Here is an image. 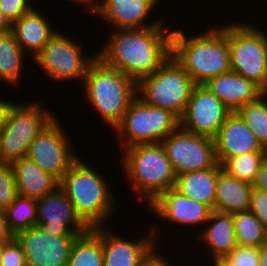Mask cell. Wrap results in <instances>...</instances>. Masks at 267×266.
<instances>
[{
	"label": "cell",
	"mask_w": 267,
	"mask_h": 266,
	"mask_svg": "<svg viewBox=\"0 0 267 266\" xmlns=\"http://www.w3.org/2000/svg\"><path fill=\"white\" fill-rule=\"evenodd\" d=\"M116 30L110 33L97 56L136 83L158 70L172 54V30L166 29L164 21L155 27Z\"/></svg>",
	"instance_id": "obj_1"
},
{
	"label": "cell",
	"mask_w": 267,
	"mask_h": 266,
	"mask_svg": "<svg viewBox=\"0 0 267 266\" xmlns=\"http://www.w3.org/2000/svg\"><path fill=\"white\" fill-rule=\"evenodd\" d=\"M208 29L189 37L183 29L172 30V55L195 84L231 71L228 24Z\"/></svg>",
	"instance_id": "obj_2"
},
{
	"label": "cell",
	"mask_w": 267,
	"mask_h": 266,
	"mask_svg": "<svg viewBox=\"0 0 267 266\" xmlns=\"http://www.w3.org/2000/svg\"><path fill=\"white\" fill-rule=\"evenodd\" d=\"M106 178L80 157L60 180V188L90 228L105 226L116 210V196Z\"/></svg>",
	"instance_id": "obj_3"
},
{
	"label": "cell",
	"mask_w": 267,
	"mask_h": 266,
	"mask_svg": "<svg viewBox=\"0 0 267 266\" xmlns=\"http://www.w3.org/2000/svg\"><path fill=\"white\" fill-rule=\"evenodd\" d=\"M85 101L98 112L102 123L114 129L122 122L130 102L137 96V83L97 58L83 83Z\"/></svg>",
	"instance_id": "obj_4"
},
{
	"label": "cell",
	"mask_w": 267,
	"mask_h": 266,
	"mask_svg": "<svg viewBox=\"0 0 267 266\" xmlns=\"http://www.w3.org/2000/svg\"><path fill=\"white\" fill-rule=\"evenodd\" d=\"M123 151L121 166L139 201L150 205L174 187L177 175L161 143L137 144Z\"/></svg>",
	"instance_id": "obj_5"
},
{
	"label": "cell",
	"mask_w": 267,
	"mask_h": 266,
	"mask_svg": "<svg viewBox=\"0 0 267 266\" xmlns=\"http://www.w3.org/2000/svg\"><path fill=\"white\" fill-rule=\"evenodd\" d=\"M194 86L183 66L171 54L158 70L137 82L136 93L147 105L169 110L180 119Z\"/></svg>",
	"instance_id": "obj_6"
},
{
	"label": "cell",
	"mask_w": 267,
	"mask_h": 266,
	"mask_svg": "<svg viewBox=\"0 0 267 266\" xmlns=\"http://www.w3.org/2000/svg\"><path fill=\"white\" fill-rule=\"evenodd\" d=\"M37 100L32 103H14L0 130V162L25 158L29 146L56 117ZM44 107V108H43Z\"/></svg>",
	"instance_id": "obj_7"
},
{
	"label": "cell",
	"mask_w": 267,
	"mask_h": 266,
	"mask_svg": "<svg viewBox=\"0 0 267 266\" xmlns=\"http://www.w3.org/2000/svg\"><path fill=\"white\" fill-rule=\"evenodd\" d=\"M180 126V119L171 111L147 105L138 96L129 104L122 122L114 129L120 147L161 143Z\"/></svg>",
	"instance_id": "obj_8"
},
{
	"label": "cell",
	"mask_w": 267,
	"mask_h": 266,
	"mask_svg": "<svg viewBox=\"0 0 267 266\" xmlns=\"http://www.w3.org/2000/svg\"><path fill=\"white\" fill-rule=\"evenodd\" d=\"M252 23H228L231 70L261 88L267 76V32Z\"/></svg>",
	"instance_id": "obj_9"
},
{
	"label": "cell",
	"mask_w": 267,
	"mask_h": 266,
	"mask_svg": "<svg viewBox=\"0 0 267 266\" xmlns=\"http://www.w3.org/2000/svg\"><path fill=\"white\" fill-rule=\"evenodd\" d=\"M69 35L58 32L33 58L37 68L53 81H74L83 83L89 66L98 58L97 53H83L77 41H73ZM82 49V50H81ZM96 54V55H95ZM86 55V56H85Z\"/></svg>",
	"instance_id": "obj_10"
},
{
	"label": "cell",
	"mask_w": 267,
	"mask_h": 266,
	"mask_svg": "<svg viewBox=\"0 0 267 266\" xmlns=\"http://www.w3.org/2000/svg\"><path fill=\"white\" fill-rule=\"evenodd\" d=\"M58 116L55 117L35 138L28 149L27 158L34 161L43 171L59 180L80 158L69 142Z\"/></svg>",
	"instance_id": "obj_11"
},
{
	"label": "cell",
	"mask_w": 267,
	"mask_h": 266,
	"mask_svg": "<svg viewBox=\"0 0 267 266\" xmlns=\"http://www.w3.org/2000/svg\"><path fill=\"white\" fill-rule=\"evenodd\" d=\"M161 144L176 175L212 168L218 163L213 138L192 133L180 126Z\"/></svg>",
	"instance_id": "obj_12"
},
{
	"label": "cell",
	"mask_w": 267,
	"mask_h": 266,
	"mask_svg": "<svg viewBox=\"0 0 267 266\" xmlns=\"http://www.w3.org/2000/svg\"><path fill=\"white\" fill-rule=\"evenodd\" d=\"M232 111L204 84H195L180 127L195 134L214 138Z\"/></svg>",
	"instance_id": "obj_13"
},
{
	"label": "cell",
	"mask_w": 267,
	"mask_h": 266,
	"mask_svg": "<svg viewBox=\"0 0 267 266\" xmlns=\"http://www.w3.org/2000/svg\"><path fill=\"white\" fill-rule=\"evenodd\" d=\"M78 236H57L38 226L18 232L27 266H68L70 252Z\"/></svg>",
	"instance_id": "obj_14"
},
{
	"label": "cell",
	"mask_w": 267,
	"mask_h": 266,
	"mask_svg": "<svg viewBox=\"0 0 267 266\" xmlns=\"http://www.w3.org/2000/svg\"><path fill=\"white\" fill-rule=\"evenodd\" d=\"M37 226L57 236H79L91 229L60 187L37 200Z\"/></svg>",
	"instance_id": "obj_15"
},
{
	"label": "cell",
	"mask_w": 267,
	"mask_h": 266,
	"mask_svg": "<svg viewBox=\"0 0 267 266\" xmlns=\"http://www.w3.org/2000/svg\"><path fill=\"white\" fill-rule=\"evenodd\" d=\"M152 226L148 233L139 240H130L109 231L102 226V249L104 266H142L143 263L159 248L156 243L160 238L158 227ZM157 228V229H156ZM108 229V230H107ZM158 232V233H157Z\"/></svg>",
	"instance_id": "obj_16"
},
{
	"label": "cell",
	"mask_w": 267,
	"mask_h": 266,
	"mask_svg": "<svg viewBox=\"0 0 267 266\" xmlns=\"http://www.w3.org/2000/svg\"><path fill=\"white\" fill-rule=\"evenodd\" d=\"M149 208L162 222L170 221L174 227L175 224L186 225L188 229L189 225L192 228L200 225L203 229L213 211L208 205L189 199L174 188L164 191Z\"/></svg>",
	"instance_id": "obj_17"
},
{
	"label": "cell",
	"mask_w": 267,
	"mask_h": 266,
	"mask_svg": "<svg viewBox=\"0 0 267 266\" xmlns=\"http://www.w3.org/2000/svg\"><path fill=\"white\" fill-rule=\"evenodd\" d=\"M156 6L157 0H97L92 14L106 19L104 21L116 29L149 28L158 26L163 21L162 18L156 21L148 19Z\"/></svg>",
	"instance_id": "obj_18"
},
{
	"label": "cell",
	"mask_w": 267,
	"mask_h": 266,
	"mask_svg": "<svg viewBox=\"0 0 267 266\" xmlns=\"http://www.w3.org/2000/svg\"><path fill=\"white\" fill-rule=\"evenodd\" d=\"M216 159L223 164L228 158L252 152H265L253 132L237 112H232L213 138Z\"/></svg>",
	"instance_id": "obj_19"
},
{
	"label": "cell",
	"mask_w": 267,
	"mask_h": 266,
	"mask_svg": "<svg viewBox=\"0 0 267 266\" xmlns=\"http://www.w3.org/2000/svg\"><path fill=\"white\" fill-rule=\"evenodd\" d=\"M204 85L232 112L263 95L259 85L232 70L210 78Z\"/></svg>",
	"instance_id": "obj_20"
},
{
	"label": "cell",
	"mask_w": 267,
	"mask_h": 266,
	"mask_svg": "<svg viewBox=\"0 0 267 266\" xmlns=\"http://www.w3.org/2000/svg\"><path fill=\"white\" fill-rule=\"evenodd\" d=\"M197 236L200 244H205V249L211 254L213 262L222 261L237 246L233 214L213 210L209 220Z\"/></svg>",
	"instance_id": "obj_21"
},
{
	"label": "cell",
	"mask_w": 267,
	"mask_h": 266,
	"mask_svg": "<svg viewBox=\"0 0 267 266\" xmlns=\"http://www.w3.org/2000/svg\"><path fill=\"white\" fill-rule=\"evenodd\" d=\"M33 7L28 13L11 24V32L16 41L29 56L33 58L44 48L51 38L58 32L52 28L47 16Z\"/></svg>",
	"instance_id": "obj_22"
},
{
	"label": "cell",
	"mask_w": 267,
	"mask_h": 266,
	"mask_svg": "<svg viewBox=\"0 0 267 266\" xmlns=\"http://www.w3.org/2000/svg\"><path fill=\"white\" fill-rule=\"evenodd\" d=\"M12 166L18 195L39 200L60 187V180L43 171L34 161L19 158L10 163Z\"/></svg>",
	"instance_id": "obj_23"
},
{
	"label": "cell",
	"mask_w": 267,
	"mask_h": 266,
	"mask_svg": "<svg viewBox=\"0 0 267 266\" xmlns=\"http://www.w3.org/2000/svg\"><path fill=\"white\" fill-rule=\"evenodd\" d=\"M222 165L178 174L174 189L189 199L202 202L215 210L216 184Z\"/></svg>",
	"instance_id": "obj_24"
},
{
	"label": "cell",
	"mask_w": 267,
	"mask_h": 266,
	"mask_svg": "<svg viewBox=\"0 0 267 266\" xmlns=\"http://www.w3.org/2000/svg\"><path fill=\"white\" fill-rule=\"evenodd\" d=\"M252 184L229 175L222 168L216 184L215 211L233 214L250 209Z\"/></svg>",
	"instance_id": "obj_25"
},
{
	"label": "cell",
	"mask_w": 267,
	"mask_h": 266,
	"mask_svg": "<svg viewBox=\"0 0 267 266\" xmlns=\"http://www.w3.org/2000/svg\"><path fill=\"white\" fill-rule=\"evenodd\" d=\"M26 55L11 31L0 33V80L14 87L20 86Z\"/></svg>",
	"instance_id": "obj_26"
},
{
	"label": "cell",
	"mask_w": 267,
	"mask_h": 266,
	"mask_svg": "<svg viewBox=\"0 0 267 266\" xmlns=\"http://www.w3.org/2000/svg\"><path fill=\"white\" fill-rule=\"evenodd\" d=\"M68 266H104L102 226L91 228L75 239Z\"/></svg>",
	"instance_id": "obj_27"
},
{
	"label": "cell",
	"mask_w": 267,
	"mask_h": 266,
	"mask_svg": "<svg viewBox=\"0 0 267 266\" xmlns=\"http://www.w3.org/2000/svg\"><path fill=\"white\" fill-rule=\"evenodd\" d=\"M233 219L238 245L256 248L267 245V229L250 210L233 213Z\"/></svg>",
	"instance_id": "obj_28"
},
{
	"label": "cell",
	"mask_w": 267,
	"mask_h": 266,
	"mask_svg": "<svg viewBox=\"0 0 267 266\" xmlns=\"http://www.w3.org/2000/svg\"><path fill=\"white\" fill-rule=\"evenodd\" d=\"M10 230L18 232L37 226V200L18 195L15 201L5 209Z\"/></svg>",
	"instance_id": "obj_29"
},
{
	"label": "cell",
	"mask_w": 267,
	"mask_h": 266,
	"mask_svg": "<svg viewBox=\"0 0 267 266\" xmlns=\"http://www.w3.org/2000/svg\"><path fill=\"white\" fill-rule=\"evenodd\" d=\"M237 113L265 149L267 147V96L262 95L258 100L244 105Z\"/></svg>",
	"instance_id": "obj_30"
},
{
	"label": "cell",
	"mask_w": 267,
	"mask_h": 266,
	"mask_svg": "<svg viewBox=\"0 0 267 266\" xmlns=\"http://www.w3.org/2000/svg\"><path fill=\"white\" fill-rule=\"evenodd\" d=\"M265 161V152H252L228 158L222 169L237 179L252 184Z\"/></svg>",
	"instance_id": "obj_31"
},
{
	"label": "cell",
	"mask_w": 267,
	"mask_h": 266,
	"mask_svg": "<svg viewBox=\"0 0 267 266\" xmlns=\"http://www.w3.org/2000/svg\"><path fill=\"white\" fill-rule=\"evenodd\" d=\"M18 196L17 184L10 163L0 162V209L5 210Z\"/></svg>",
	"instance_id": "obj_32"
},
{
	"label": "cell",
	"mask_w": 267,
	"mask_h": 266,
	"mask_svg": "<svg viewBox=\"0 0 267 266\" xmlns=\"http://www.w3.org/2000/svg\"><path fill=\"white\" fill-rule=\"evenodd\" d=\"M222 262L226 266H259V248L238 245Z\"/></svg>",
	"instance_id": "obj_33"
},
{
	"label": "cell",
	"mask_w": 267,
	"mask_h": 266,
	"mask_svg": "<svg viewBox=\"0 0 267 266\" xmlns=\"http://www.w3.org/2000/svg\"><path fill=\"white\" fill-rule=\"evenodd\" d=\"M0 266H27L22 245L16 238L5 244Z\"/></svg>",
	"instance_id": "obj_34"
},
{
	"label": "cell",
	"mask_w": 267,
	"mask_h": 266,
	"mask_svg": "<svg viewBox=\"0 0 267 266\" xmlns=\"http://www.w3.org/2000/svg\"><path fill=\"white\" fill-rule=\"evenodd\" d=\"M33 7L30 0H0V8L11 24L28 13Z\"/></svg>",
	"instance_id": "obj_35"
},
{
	"label": "cell",
	"mask_w": 267,
	"mask_h": 266,
	"mask_svg": "<svg viewBox=\"0 0 267 266\" xmlns=\"http://www.w3.org/2000/svg\"><path fill=\"white\" fill-rule=\"evenodd\" d=\"M249 210L267 229V191L255 188L252 189Z\"/></svg>",
	"instance_id": "obj_36"
},
{
	"label": "cell",
	"mask_w": 267,
	"mask_h": 266,
	"mask_svg": "<svg viewBox=\"0 0 267 266\" xmlns=\"http://www.w3.org/2000/svg\"><path fill=\"white\" fill-rule=\"evenodd\" d=\"M14 238L15 234L9 228L5 210L0 209V242H10Z\"/></svg>",
	"instance_id": "obj_37"
},
{
	"label": "cell",
	"mask_w": 267,
	"mask_h": 266,
	"mask_svg": "<svg viewBox=\"0 0 267 266\" xmlns=\"http://www.w3.org/2000/svg\"><path fill=\"white\" fill-rule=\"evenodd\" d=\"M252 187L255 189L267 191V161L265 160L252 183Z\"/></svg>",
	"instance_id": "obj_38"
},
{
	"label": "cell",
	"mask_w": 267,
	"mask_h": 266,
	"mask_svg": "<svg viewBox=\"0 0 267 266\" xmlns=\"http://www.w3.org/2000/svg\"><path fill=\"white\" fill-rule=\"evenodd\" d=\"M158 250L157 248L142 266H172L169 259L166 258L167 256L161 255Z\"/></svg>",
	"instance_id": "obj_39"
},
{
	"label": "cell",
	"mask_w": 267,
	"mask_h": 266,
	"mask_svg": "<svg viewBox=\"0 0 267 266\" xmlns=\"http://www.w3.org/2000/svg\"><path fill=\"white\" fill-rule=\"evenodd\" d=\"M12 100H7L0 97V130L4 126L7 115L9 113L10 108L14 105V102H11Z\"/></svg>",
	"instance_id": "obj_40"
},
{
	"label": "cell",
	"mask_w": 267,
	"mask_h": 266,
	"mask_svg": "<svg viewBox=\"0 0 267 266\" xmlns=\"http://www.w3.org/2000/svg\"><path fill=\"white\" fill-rule=\"evenodd\" d=\"M11 31V23L3 14V11L0 8V33H6Z\"/></svg>",
	"instance_id": "obj_41"
},
{
	"label": "cell",
	"mask_w": 267,
	"mask_h": 266,
	"mask_svg": "<svg viewBox=\"0 0 267 266\" xmlns=\"http://www.w3.org/2000/svg\"><path fill=\"white\" fill-rule=\"evenodd\" d=\"M71 1H74L75 3L78 2L77 4L85 6L84 8L85 9L87 8L86 10H88L90 14L94 12L97 3L96 0H71Z\"/></svg>",
	"instance_id": "obj_42"
},
{
	"label": "cell",
	"mask_w": 267,
	"mask_h": 266,
	"mask_svg": "<svg viewBox=\"0 0 267 266\" xmlns=\"http://www.w3.org/2000/svg\"><path fill=\"white\" fill-rule=\"evenodd\" d=\"M259 266H267V245L259 248Z\"/></svg>",
	"instance_id": "obj_43"
},
{
	"label": "cell",
	"mask_w": 267,
	"mask_h": 266,
	"mask_svg": "<svg viewBox=\"0 0 267 266\" xmlns=\"http://www.w3.org/2000/svg\"><path fill=\"white\" fill-rule=\"evenodd\" d=\"M8 243V242H0V260L3 256V253H4V248H5V244Z\"/></svg>",
	"instance_id": "obj_44"
},
{
	"label": "cell",
	"mask_w": 267,
	"mask_h": 266,
	"mask_svg": "<svg viewBox=\"0 0 267 266\" xmlns=\"http://www.w3.org/2000/svg\"><path fill=\"white\" fill-rule=\"evenodd\" d=\"M261 89H262L263 95L267 96V76H266V80H265V85Z\"/></svg>",
	"instance_id": "obj_45"
},
{
	"label": "cell",
	"mask_w": 267,
	"mask_h": 266,
	"mask_svg": "<svg viewBox=\"0 0 267 266\" xmlns=\"http://www.w3.org/2000/svg\"><path fill=\"white\" fill-rule=\"evenodd\" d=\"M210 264H211V266H226L222 261H220V262H213V263L210 262Z\"/></svg>",
	"instance_id": "obj_46"
},
{
	"label": "cell",
	"mask_w": 267,
	"mask_h": 266,
	"mask_svg": "<svg viewBox=\"0 0 267 266\" xmlns=\"http://www.w3.org/2000/svg\"><path fill=\"white\" fill-rule=\"evenodd\" d=\"M265 160L267 161V147L265 148Z\"/></svg>",
	"instance_id": "obj_47"
}]
</instances>
